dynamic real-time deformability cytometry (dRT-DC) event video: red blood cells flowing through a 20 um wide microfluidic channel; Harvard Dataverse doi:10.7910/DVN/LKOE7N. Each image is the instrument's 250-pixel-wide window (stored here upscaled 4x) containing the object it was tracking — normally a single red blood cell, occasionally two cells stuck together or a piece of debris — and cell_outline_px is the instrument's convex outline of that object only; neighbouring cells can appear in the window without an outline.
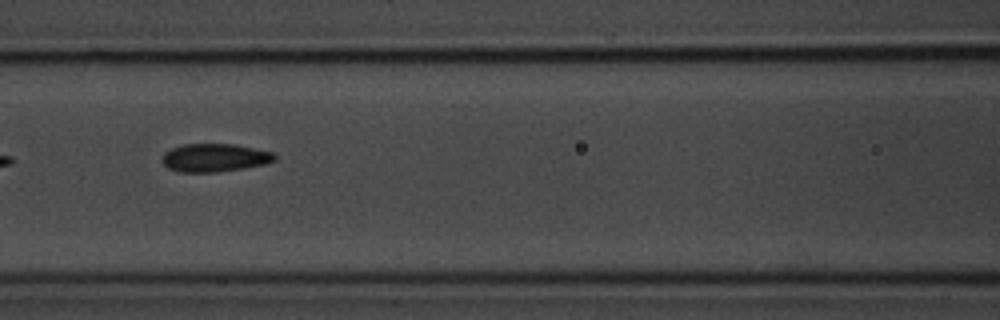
{"species": "common noctule bat (a hibernating species)", "species_latin": "Nyctalus noctula", "temperature_condition": "room temperature", "stored_images_in_passage": 4, "camera_frame_rate_fps": 3000, "um_per_image_px": 0.085, "animal": {"sex": "male", "body_mass_g": 20.1, "forearm_length_mm": 53.5}, "frame": {"image": 1, "passage_image": 3, "time_ms": 2.333, "image_size_px": [1000, 320], "cell_outline_px": [[276, 160], [264, 164], [244, 168], [216, 172], [176, 172], [168, 168], [160, 160], [160, 156], [164, 152], [172, 148], [184, 144], [236, 144], [272, 152], [276, 156]], "centroid_in_image_um": [18.2, 13.41], "position_along_channel_um": 148.4, "area_um2": 18.61}}
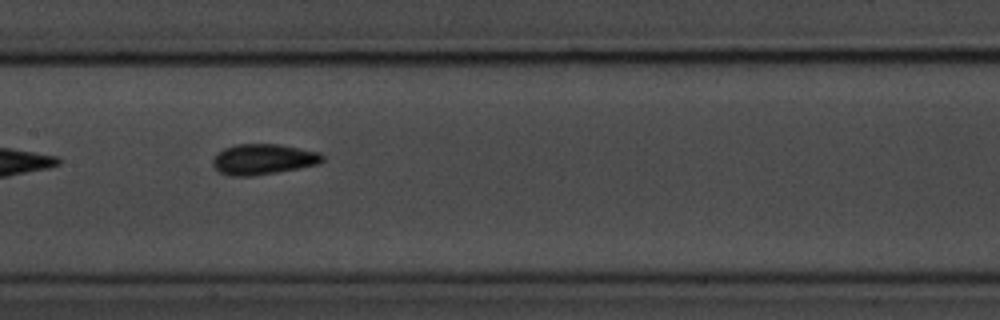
{"frame": {"image": 2, "passage_image": 4, "time_ms": 3.333, "image_size_px": [1000, 320], "cell_outline_px": [[324, 160], [316, 164], [300, 168], [252, 176], [228, 176], [220, 172], [212, 164], [212, 160], [216, 152], [224, 148], [236, 144], [280, 144], [320, 152], [324, 156]], "centroid_in_image_um": [22.35, 13.53], "position_along_channel_um": 185.1, "area_um2": 19.65}}